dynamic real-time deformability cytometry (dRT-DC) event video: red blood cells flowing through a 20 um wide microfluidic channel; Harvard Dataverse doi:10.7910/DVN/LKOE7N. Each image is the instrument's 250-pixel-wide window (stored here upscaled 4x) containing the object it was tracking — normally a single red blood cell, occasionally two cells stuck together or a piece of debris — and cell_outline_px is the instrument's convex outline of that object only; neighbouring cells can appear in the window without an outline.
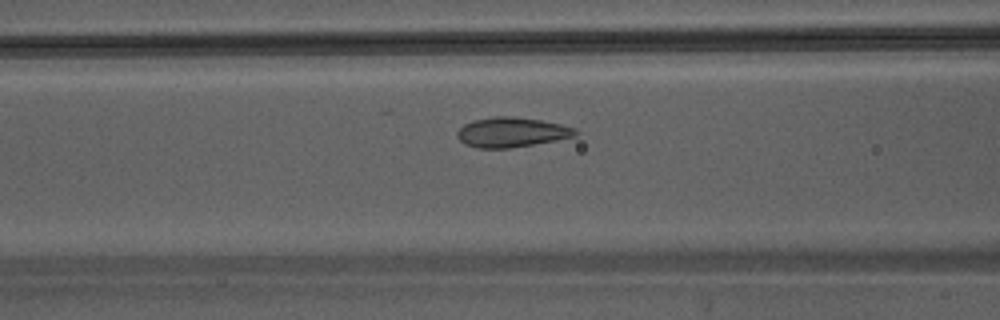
{"species": "Egyptian fruit bat (a non-hibernating species)", "species_latin": "Rousettus aegyptiacus", "temperature_condition": "warm", "stored_images_in_passage": 40, "camera_frame_rate_fps": 3000, "um_per_image_px": 0.085, "animal": {"sex": "male"}, "frame": {"image": 1, "passage_image": 14, "time_ms": 4.333, "image_size_px": [1000, 320], "cell_outline_px": [[580, 132], [576, 136], [556, 140], [508, 148], [476, 148], [464, 144], [456, 136], [456, 132], [464, 124], [472, 120], [492, 116], [512, 116], [540, 120], [560, 124], [576, 128]], "centroid_in_image_um": [43.47, 11.23], "position_along_channel_um": 123.1, "area_um2": 20.63}}
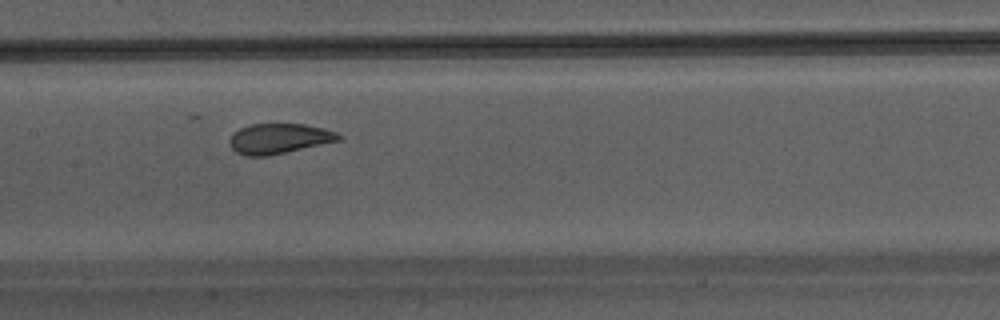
{"frame": {"image": 2, "passage_image": 18, "time_ms": 5.667, "image_size_px": [1000, 320], "cell_outline_px": [[344, 136], [340, 140], [268, 156], [244, 156], [236, 152], [228, 144], [228, 140], [240, 128], [252, 124], [304, 124], [324, 128], [336, 132]], "centroid_in_image_um": [23.72, 11.78], "position_along_channel_um": 183.7, "area_um2": 19.13}}
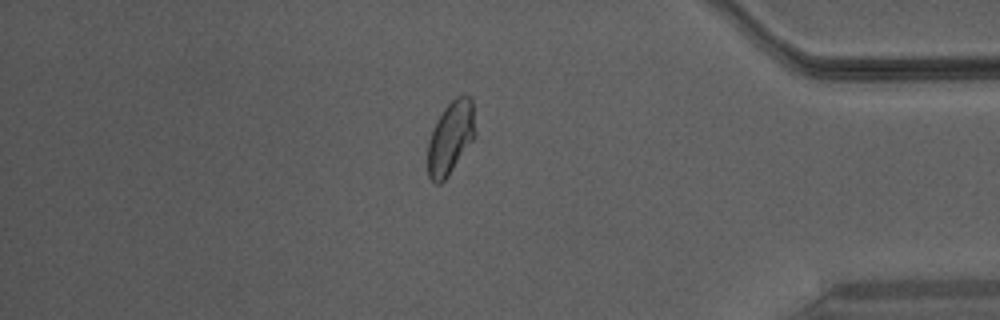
{"frame": {"image": 3, "passage_image": 34, "time_ms": 11.0, "image_size_px": [1000, 320], "cell_outline_px": [[476, 136], [444, 180], [440, 184], [436, 184], [428, 176], [428, 140], [444, 108], [456, 96], [472, 96]], "centroid_in_image_um": [38.32, 11.69], "position_along_channel_um": 396.9, "area_um2": 19.88}}